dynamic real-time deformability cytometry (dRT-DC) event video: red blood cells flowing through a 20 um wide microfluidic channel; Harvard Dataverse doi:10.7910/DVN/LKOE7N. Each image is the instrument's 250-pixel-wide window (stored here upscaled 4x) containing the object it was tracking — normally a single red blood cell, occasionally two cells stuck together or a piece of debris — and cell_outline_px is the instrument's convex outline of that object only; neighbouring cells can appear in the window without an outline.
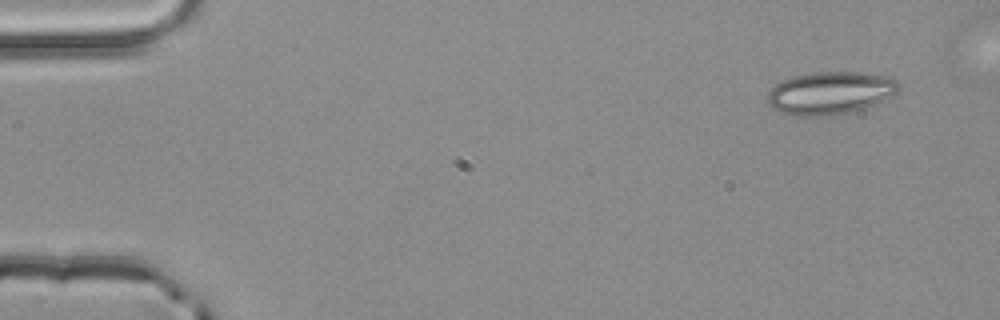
{"species": "common noctule bat (a hibernating species)", "species_latin": "Nyctalus noctula", "temperature_condition": "room temperature", "stored_images_in_passage": 3, "camera_frame_rate_fps": 3000, "um_per_image_px": 0.085, "animal": {"sex": "male", "body_mass_g": 20.4}, "frame": {"image": 1, "passage_image": 1, "time_ms": 0.0, "image_size_px": [1000, 320], "cell_outline_px": [[900, 88], [896, 92], [876, 104], [848, 112], [824, 116], [796, 116], [772, 108], [768, 104], [768, 92], [776, 84], [792, 76], [816, 72], [856, 72], [888, 76], [896, 80], [900, 84]], "centroid_in_image_um": [70.57, 7.89], "position_along_channel_um": 14.4, "area_um2": 32.37}}